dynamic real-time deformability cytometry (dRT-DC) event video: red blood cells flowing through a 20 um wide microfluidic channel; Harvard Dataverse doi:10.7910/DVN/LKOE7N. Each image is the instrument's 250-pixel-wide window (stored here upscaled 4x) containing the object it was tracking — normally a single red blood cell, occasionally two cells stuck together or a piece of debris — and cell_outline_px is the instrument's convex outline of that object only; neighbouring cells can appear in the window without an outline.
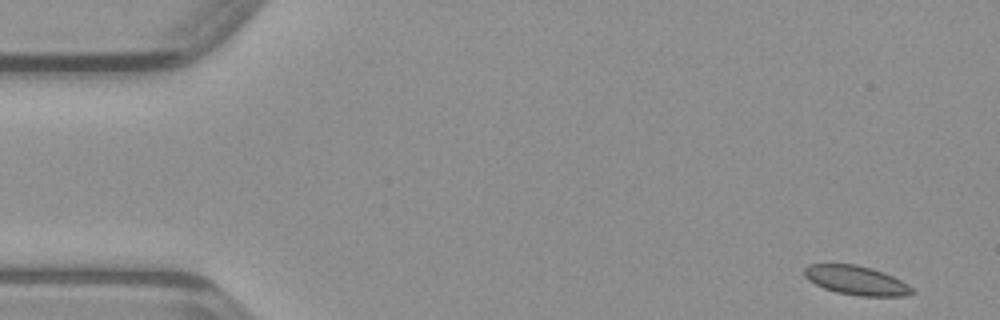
{"species": "common noctule bat (a hibernating species)", "species_latin": "Nyctalus noctula", "temperature_condition": "warm", "stored_images_in_passage": 46, "camera_frame_rate_fps": 3000, "um_per_image_px": 0.085, "animal": {"sex": "male", "body_mass_g": 23.1, "forearm_length_mm": 52.7}, "frame": {"image": 1, "passage_image": 1, "time_ms": 0.0, "image_size_px": [1000, 320], "cell_outline_px": [[916, 292], [904, 296], [860, 296], [836, 292], [824, 288], [808, 280], [804, 276], [804, 268], [808, 264], [856, 264], [872, 268], [892, 276], [908, 284]], "centroid_in_image_um": [72.77, 23.83], "position_along_channel_um": 12.2, "area_um2": 18.26}}
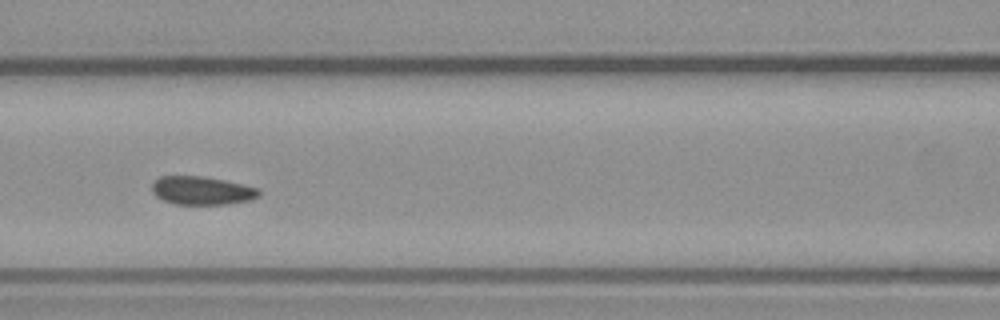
{"frame": {"image": 2, "passage_image": 19, "time_ms": 6.0, "image_size_px": [1000, 320], "cell_outline_px": [[260, 196], [248, 200], [224, 204], [176, 204], [164, 200], [156, 196], [152, 192], [152, 184], [160, 176], [204, 176], [244, 184], [260, 188]], "centroid_in_image_um": [17.17, 16.19], "position_along_channel_um": 149.4, "area_um2": 17.63}}
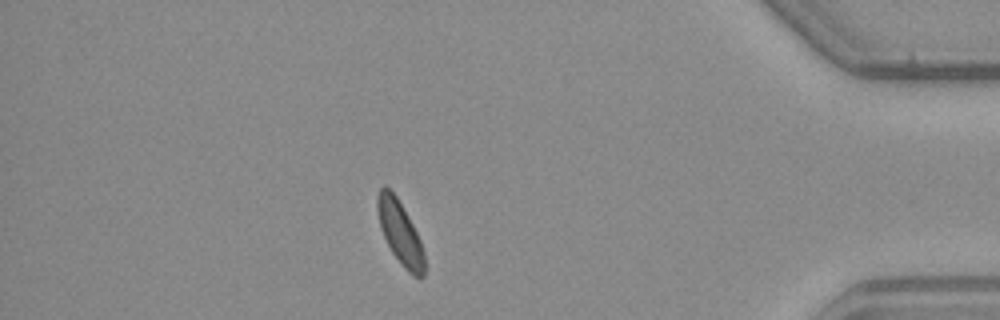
{"frame": {"image": 3, "passage_image": 40, "time_ms": 13.0, "image_size_px": [1000, 320], "cell_outline_px": [[424, 276], [412, 276], [404, 268], [392, 252], [380, 228], [376, 208], [376, 196], [380, 188], [384, 184], [396, 196], [408, 216], [420, 240], [424, 252]], "centroid_in_image_um": [33.98, 19.75], "position_along_channel_um": 401.2, "area_um2": 17.17}}